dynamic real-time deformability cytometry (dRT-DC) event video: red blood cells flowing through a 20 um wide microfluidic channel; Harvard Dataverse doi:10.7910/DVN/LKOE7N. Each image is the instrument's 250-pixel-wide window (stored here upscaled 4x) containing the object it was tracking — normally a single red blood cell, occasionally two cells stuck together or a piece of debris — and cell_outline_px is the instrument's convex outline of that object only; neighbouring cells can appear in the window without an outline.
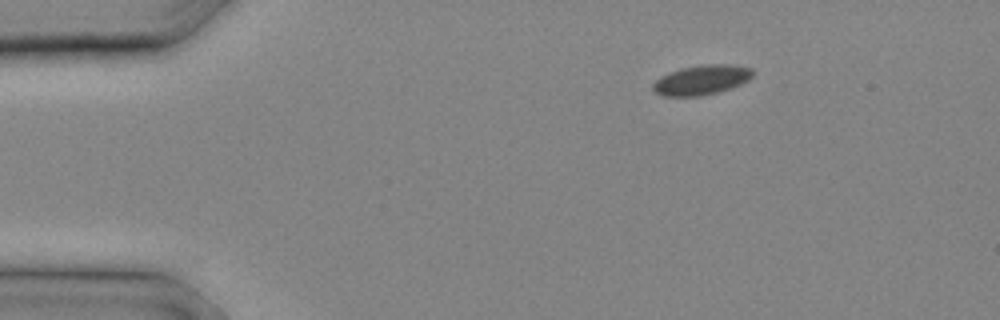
{"species": "common noctule bat (a hibernating species)", "species_latin": "Nyctalus noctula", "temperature_condition": "cold", "stored_images_in_passage": 5, "camera_frame_rate_fps": 3000, "um_per_image_px": 0.085, "animal": {"sex": "male", "body_mass_g": 20.4}, "frame": {"image": 1, "passage_image": 1, "time_ms": 0.0, "image_size_px": [1000, 320], "cell_outline_px": [[752, 72], [744, 80], [736, 84], [712, 92], [688, 96], [672, 96], [660, 92], [656, 88], [656, 84], [664, 76], [688, 68], [748, 68]], "centroid_in_image_um": [59.56, 6.86], "position_along_channel_um": 25.4, "area_um2": 13.93}}